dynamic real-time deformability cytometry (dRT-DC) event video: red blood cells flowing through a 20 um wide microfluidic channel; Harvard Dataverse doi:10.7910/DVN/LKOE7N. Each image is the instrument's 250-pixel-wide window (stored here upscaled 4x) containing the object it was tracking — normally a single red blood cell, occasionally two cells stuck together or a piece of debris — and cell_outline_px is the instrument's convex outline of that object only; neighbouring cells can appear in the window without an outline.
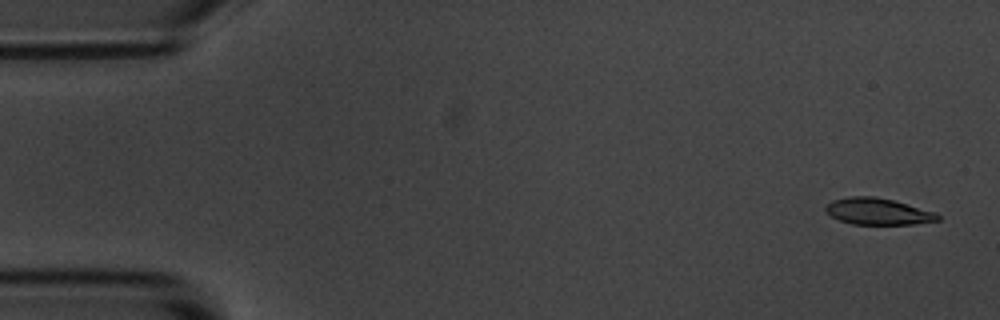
{"species": "common noctule bat (a hibernating species)", "species_latin": "Nyctalus noctula", "temperature_condition": "room temperature", "stored_images_in_passage": 5, "camera_frame_rate_fps": 3000, "um_per_image_px": 0.085, "animal": {"sex": "male", "body_mass_g": 20.1, "forearm_length_mm": 53.5}, "frame": {"image": 1, "passage_image": 1, "time_ms": 0.0, "image_size_px": [1000, 320], "cell_outline_px": [[940, 220], [912, 224], [852, 224], [840, 220], [832, 216], [824, 208], [832, 200], [848, 196], [876, 196], [892, 200], [936, 212], [940, 216]], "centroid_in_image_um": [74.63, 17.96], "position_along_channel_um": 10.4, "area_um2": 17.22}}